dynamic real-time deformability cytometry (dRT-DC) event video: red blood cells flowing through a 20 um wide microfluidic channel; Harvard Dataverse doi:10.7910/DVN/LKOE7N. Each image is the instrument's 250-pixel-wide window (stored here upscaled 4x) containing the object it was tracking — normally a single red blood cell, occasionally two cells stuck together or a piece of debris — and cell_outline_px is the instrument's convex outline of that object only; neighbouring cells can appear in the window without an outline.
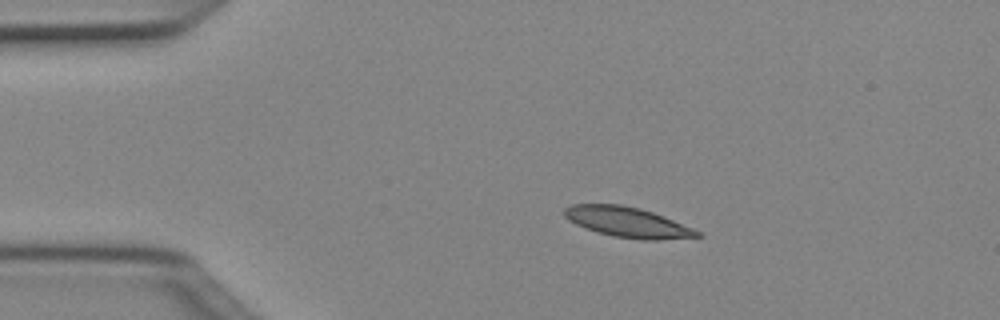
{"species": "Egyptian fruit bat (a non-hibernating species)", "species_latin": "Rousettus aegyptiacus", "temperature_condition": "cold", "stored_images_in_passage": 42, "camera_frame_rate_fps": 3000, "um_per_image_px": 0.085, "animal": {"sex": "female"}, "frame": {"image": 1, "passage_image": 1, "time_ms": 0.0, "image_size_px": [1000, 320], "cell_outline_px": [[704, 236], [656, 240], [644, 240], [612, 236], [596, 232], [576, 224], [568, 220], [564, 216], [564, 208], [572, 204], [620, 204], [640, 208], [664, 216], [692, 228], [700, 232]], "centroid_in_image_um": [53.32, 18.88], "position_along_channel_um": 31.7, "area_um2": 23.35}}
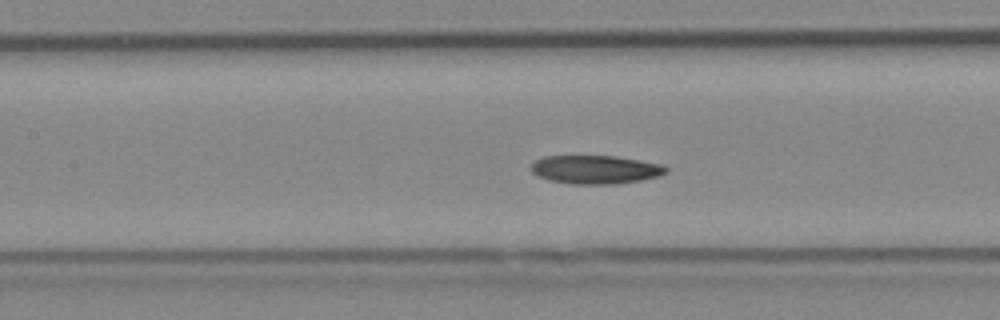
{"frame": {"image": 2, "passage_image": 14, "time_ms": 4.333, "image_size_px": [1000, 320], "cell_outline_px": [[668, 172], [660, 176], [640, 180], [616, 184], [572, 184], [548, 180], [536, 176], [532, 172], [532, 164], [536, 160], [544, 156], [616, 156], [640, 160], [660, 164], [668, 168]], "centroid_in_image_um": [50.62, 14.41], "position_along_channel_um": 156.8, "area_um2": 22.48}}
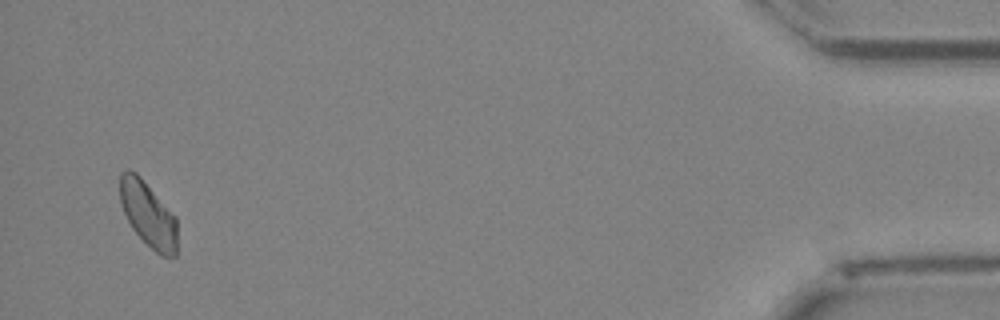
{"frame": {"image": 3, "passage_image": 40, "time_ms": 13.0, "image_size_px": [1000, 320], "cell_outline_px": [[176, 256], [160, 256], [132, 228], [120, 204], [120, 172], [128, 168], [136, 172], [140, 176], [176, 216]], "centroid_in_image_um": [12.58, 18.17], "position_along_channel_um": 422.6, "area_um2": 21.62}}